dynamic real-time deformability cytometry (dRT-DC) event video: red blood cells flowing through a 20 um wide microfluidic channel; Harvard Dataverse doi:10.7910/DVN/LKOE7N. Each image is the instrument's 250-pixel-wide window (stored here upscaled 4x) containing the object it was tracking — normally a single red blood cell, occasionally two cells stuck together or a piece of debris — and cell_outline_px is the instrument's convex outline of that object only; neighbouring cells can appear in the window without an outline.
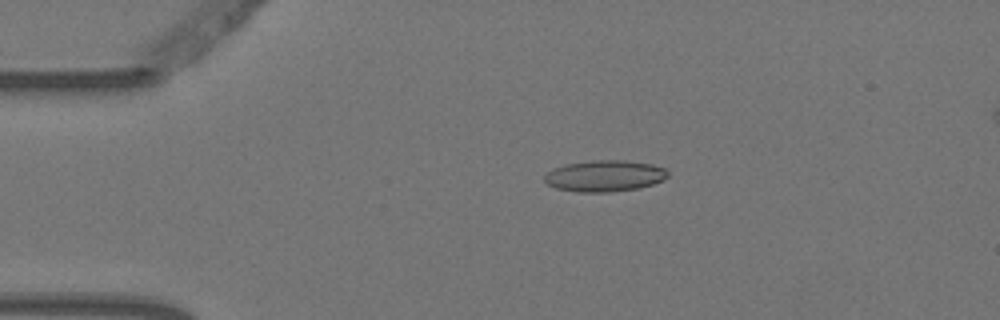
{"species": "Egyptian fruit bat (a non-hibernating species)", "species_latin": "Rousettus aegyptiacus", "temperature_condition": "warm", "stored_images_in_passage": 4, "camera_frame_rate_fps": 3000, "um_per_image_px": 0.085, "animal": {"sex": "female"}, "frame": {"image": 1, "passage_image": 2, "time_ms": 0.333, "image_size_px": [1000, 320], "cell_outline_px": [[668, 176], [664, 180], [652, 184], [636, 188], [608, 192], [576, 192], [556, 188], [548, 184], [544, 180], [544, 176], [552, 168], [564, 164], [592, 160], [624, 160], [652, 164], [664, 168], [668, 172]], "centroid_in_image_um": [51.37, 14.94], "position_along_channel_um": 33.6, "area_um2": 22.54}}